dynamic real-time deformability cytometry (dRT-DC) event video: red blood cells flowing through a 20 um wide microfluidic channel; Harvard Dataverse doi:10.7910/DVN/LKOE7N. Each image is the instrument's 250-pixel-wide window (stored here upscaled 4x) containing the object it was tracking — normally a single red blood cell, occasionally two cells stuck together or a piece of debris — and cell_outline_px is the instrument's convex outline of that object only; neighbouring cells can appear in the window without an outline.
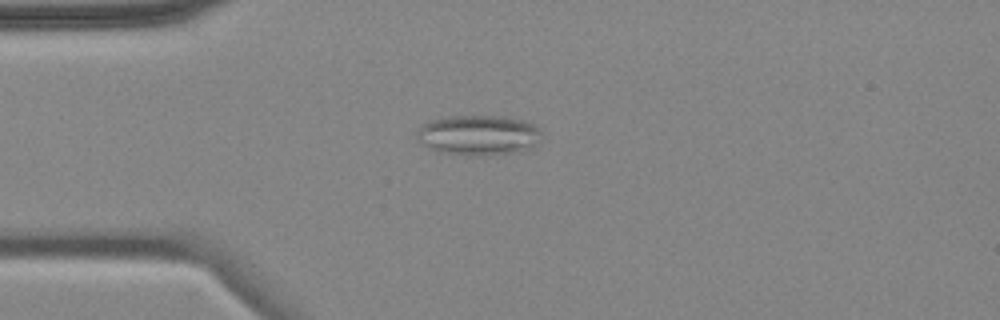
{"species": "common noctule bat (a hibernating species)", "species_latin": "Nyctalus noctula", "temperature_condition": "cold", "stored_images_in_passage": 8, "camera_frame_rate_fps": 3000, "um_per_image_px": 0.085, "animal": {"sex": "female", "body_mass_g": 18.4}, "frame": {"image": 1, "passage_image": 4, "time_ms": 4.0, "image_size_px": [1000, 320], "cell_outline_px": [[540, 132], [536, 144], [532, 148], [520, 152], [496, 156], [464, 156], [436, 152], [428, 148], [416, 140], [416, 132], [428, 120], [448, 116], [504, 116], [524, 120], [532, 124]], "centroid_in_image_um": [40.62, 11.52], "position_along_channel_um": 44.4, "area_um2": 29.88}}